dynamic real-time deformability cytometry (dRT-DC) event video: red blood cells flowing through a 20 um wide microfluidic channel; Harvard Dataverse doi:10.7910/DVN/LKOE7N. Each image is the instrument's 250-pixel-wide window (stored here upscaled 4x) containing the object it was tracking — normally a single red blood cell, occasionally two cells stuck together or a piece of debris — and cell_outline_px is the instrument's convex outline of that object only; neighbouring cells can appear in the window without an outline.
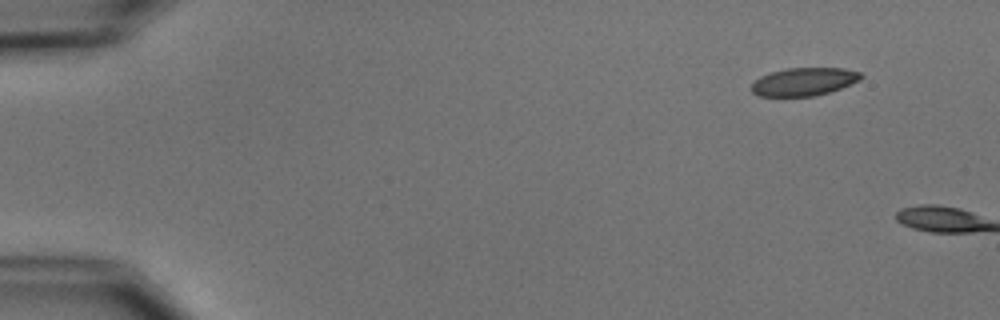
{"species": "common noctule bat (a hibernating species)", "species_latin": "Nyctalus noctula", "temperature_condition": "cold", "stored_images_in_passage": 2, "camera_frame_rate_fps": 3000, "um_per_image_px": 0.085, "animal": {"sex": "male", "body_mass_g": 15.6}, "frame": {"image": 1, "passage_image": 1, "time_ms": 0.0, "image_size_px": [1000, 320], "cell_outline_px": [[864, 76], [860, 80], [840, 88], [828, 92], [812, 96], [760, 96], [752, 92], [752, 84], [760, 76], [772, 72], [788, 68], [844, 68], [860, 72]], "centroid_in_image_um": [68.35, 6.93], "position_along_channel_um": 16.6, "area_um2": 17.69}}